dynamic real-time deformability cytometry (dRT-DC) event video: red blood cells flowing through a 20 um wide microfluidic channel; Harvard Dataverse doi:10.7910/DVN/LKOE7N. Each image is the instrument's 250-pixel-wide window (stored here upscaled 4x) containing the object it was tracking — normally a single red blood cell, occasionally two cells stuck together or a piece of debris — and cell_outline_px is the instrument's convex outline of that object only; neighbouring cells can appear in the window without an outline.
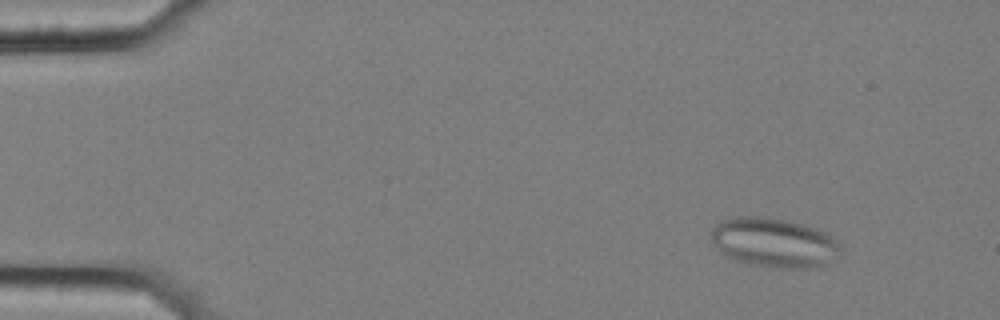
{"species": "common noctule bat (a hibernating species)", "species_latin": "Nyctalus noctula", "temperature_condition": "cold", "stored_images_in_passage": 58, "segment_of_instrument_passage": [1, 2], "camera_frame_rate_fps": 3000, "um_per_image_px": 0.085, "animal": {"sex": "female", "body_mass_g": 25.1}, "frame": {"image": 1, "passage_image": 7, "time_ms": 2.0, "image_size_px": [1000, 320], "cell_outline_px": [[844, 248], [840, 256], [828, 264], [816, 268], [772, 268], [752, 264], [736, 260], [724, 256], [716, 248], [712, 240], [712, 228], [720, 220], [732, 216], [760, 216], [788, 220], [828, 232]], "centroid_in_image_um": [65.84, 20.63], "position_along_channel_um": 19.2, "area_um2": 38.09}}